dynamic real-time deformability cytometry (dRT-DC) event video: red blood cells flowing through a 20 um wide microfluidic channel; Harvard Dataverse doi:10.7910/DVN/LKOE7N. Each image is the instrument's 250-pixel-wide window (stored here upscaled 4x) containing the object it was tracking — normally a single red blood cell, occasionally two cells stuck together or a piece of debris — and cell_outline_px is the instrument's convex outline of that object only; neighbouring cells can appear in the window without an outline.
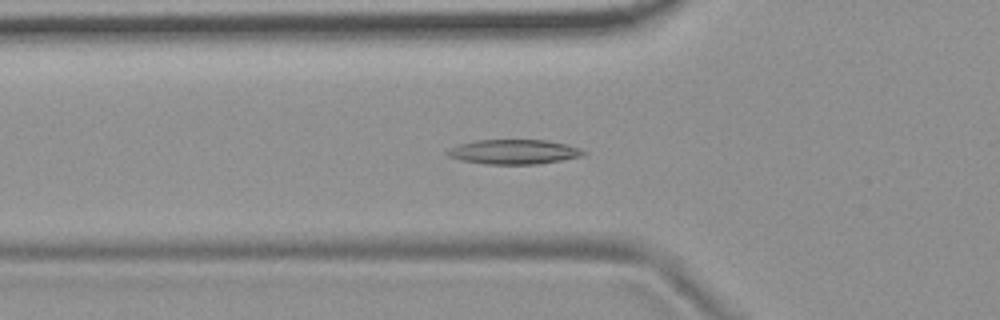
{"species": "common noctule bat (a hibernating species)", "species_latin": "Nyctalus noctula", "temperature_condition": "room temperature", "stored_images_in_passage": 53, "camera_frame_rate_fps": 3000, "um_per_image_px": 0.085, "animal": {"sex": "female", "body_mass_g": 19.9}, "frame": {"image": 1, "passage_image": 17, "time_ms": 5.333, "image_size_px": [1000, 320], "cell_outline_px": [[588, 152], [580, 156], [560, 160], [536, 164], [484, 164], [460, 160], [448, 156], [444, 152], [460, 144], [476, 140], [544, 140], [568, 144], [580, 148]], "centroid_in_image_um": [43.67, 12.9], "position_along_channel_um": 82.1, "area_um2": 19.42}}
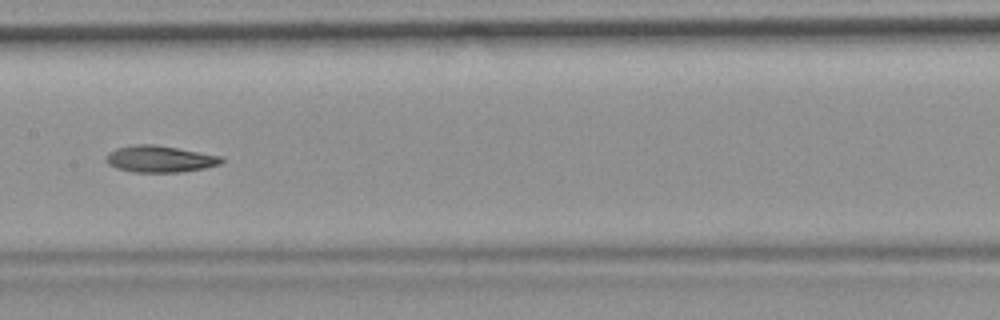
{"frame": {"image": 2, "passage_image": 26, "time_ms": 8.333, "image_size_px": [1000, 320], "cell_outline_px": [[224, 160], [220, 164], [204, 168], [184, 172], [132, 172], [116, 168], [108, 164], [104, 160], [108, 152], [116, 148], [136, 144], [152, 144], [224, 156]], "centroid_in_image_um": [13.57, 13.52], "position_along_channel_um": 193.8, "area_um2": 18.03}}
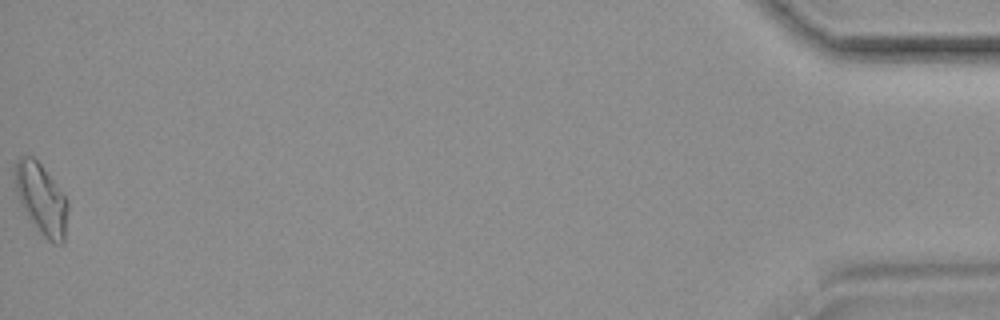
{"frame": {"image": 3, "passage_image": 53, "time_ms": 17.333, "image_size_px": [1000, 320], "cell_outline_px": [[68, 208], [64, 244], [52, 244], [44, 236], [28, 216], [20, 204], [16, 192], [12, 172], [16, 160], [20, 156], [32, 156], [40, 164], [68, 200]], "centroid_in_image_um": [3.49, 16.9], "position_along_channel_um": 431.7, "area_um2": 21.85}, "authors_computed_cell_mechanics": {"area_um2": 18.3226, "velocity_mm_per_s": 3.7083, "shape_relaxation_time_tau1_ms": null, "shape_relaxation_time_tau2_ms": 10.0558, "deformation_change_tau1": null, "deformation_change_tau2": 0.1813}}